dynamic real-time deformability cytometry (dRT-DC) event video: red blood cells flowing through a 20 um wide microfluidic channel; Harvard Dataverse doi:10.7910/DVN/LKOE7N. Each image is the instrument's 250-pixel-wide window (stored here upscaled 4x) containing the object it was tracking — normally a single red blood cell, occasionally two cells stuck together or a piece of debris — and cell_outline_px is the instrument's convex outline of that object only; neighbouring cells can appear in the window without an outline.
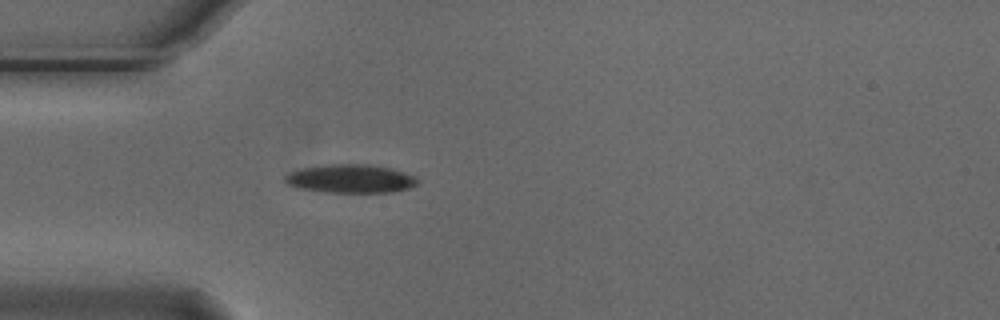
{"species": "Egyptian fruit bat (a non-hibernating species)", "species_latin": "Rousettus aegyptiacus", "temperature_condition": "cold", "stored_images_in_passage": 4, "camera_frame_rate_fps": 3000, "um_per_image_px": 0.085, "animal": {"sex": "male"}, "frame": {"image": 1, "passage_image": 4, "time_ms": 1.0, "image_size_px": [1000, 320], "cell_outline_px": [[420, 180], [416, 184], [408, 188], [392, 192], [328, 192], [300, 188], [288, 184], [284, 180], [284, 176], [288, 172], [300, 168], [332, 164], [368, 164], [392, 168], [416, 176]], "centroid_in_image_um": [29.81, 15.18], "position_along_channel_um": 55.2, "area_um2": 22.02}}